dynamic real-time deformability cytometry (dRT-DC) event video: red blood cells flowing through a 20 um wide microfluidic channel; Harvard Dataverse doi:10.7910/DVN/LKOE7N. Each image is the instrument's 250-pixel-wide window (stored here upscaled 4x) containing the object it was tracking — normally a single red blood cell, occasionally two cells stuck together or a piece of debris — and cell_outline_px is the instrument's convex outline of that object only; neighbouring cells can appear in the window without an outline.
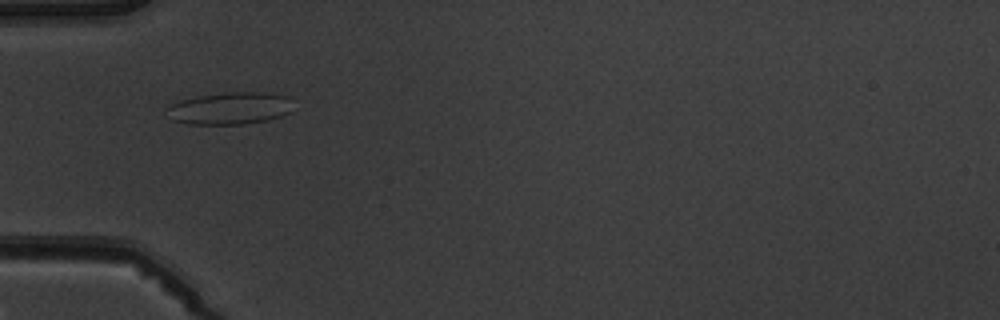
{"species": "common noctule bat (a hibernating species)", "species_latin": "Nyctalus noctula", "temperature_condition": "warm", "stored_images_in_passage": 8, "camera_frame_rate_fps": 3000, "um_per_image_px": 0.085, "animal": {"sex": "male", "body_mass_g": 19.5, "forearm_length_mm": 54.6}, "frame": {"image": 1, "passage_image": 5, "time_ms": 5.0, "image_size_px": [1000, 320], "cell_outline_px": [[292, 112], [284, 116], [268, 120], [244, 124], [188, 124], [172, 120], [164, 108], [168, 104], [180, 100], [196, 96], [228, 92], [260, 92], [288, 96]], "centroid_in_image_um": [19.51, 9.21], "position_along_channel_um": 65.5, "area_um2": 23.99}}
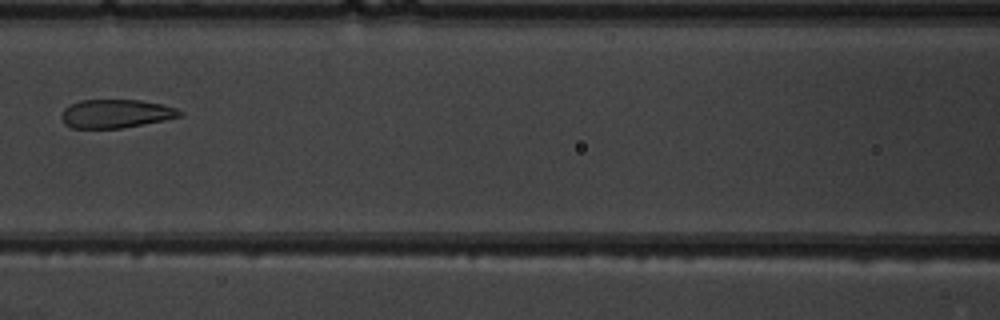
{"frame": {"image": 2, "passage_image": 7, "time_ms": 7.333, "image_size_px": [1000, 320], "cell_outline_px": [[184, 112], [180, 116], [164, 120], [120, 128], [72, 128], [64, 124], [60, 116], [64, 108], [80, 100], [140, 100], [160, 104], [176, 108]], "centroid_in_image_um": [9.82, 9.66], "position_along_channel_um": 156.8, "area_um2": 19.54}}
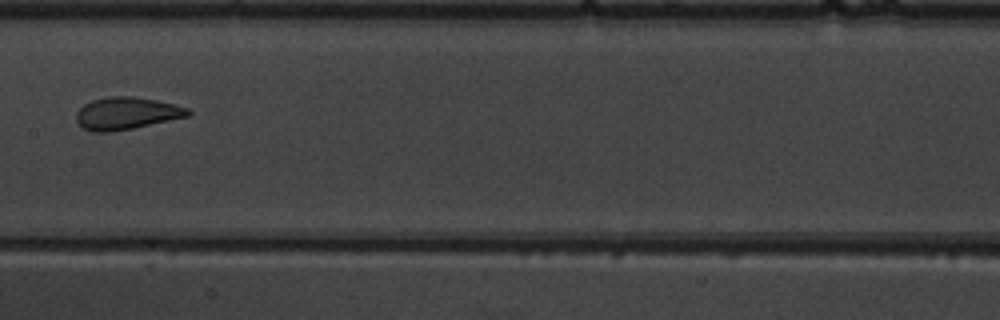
{"frame": {"image": 3, "passage_image": 8, "time_ms": 8.333, "image_size_px": [1000, 320], "cell_outline_px": [[192, 112], [188, 116], [132, 128], [112, 132], [92, 132], [84, 128], [76, 120], [76, 112], [84, 104], [92, 100], [108, 96], [128, 96], [156, 100], [176, 104], [188, 108]], "centroid_in_image_um": [10.74, 9.63], "position_along_channel_um": 196.7, "area_um2": 20.92}}